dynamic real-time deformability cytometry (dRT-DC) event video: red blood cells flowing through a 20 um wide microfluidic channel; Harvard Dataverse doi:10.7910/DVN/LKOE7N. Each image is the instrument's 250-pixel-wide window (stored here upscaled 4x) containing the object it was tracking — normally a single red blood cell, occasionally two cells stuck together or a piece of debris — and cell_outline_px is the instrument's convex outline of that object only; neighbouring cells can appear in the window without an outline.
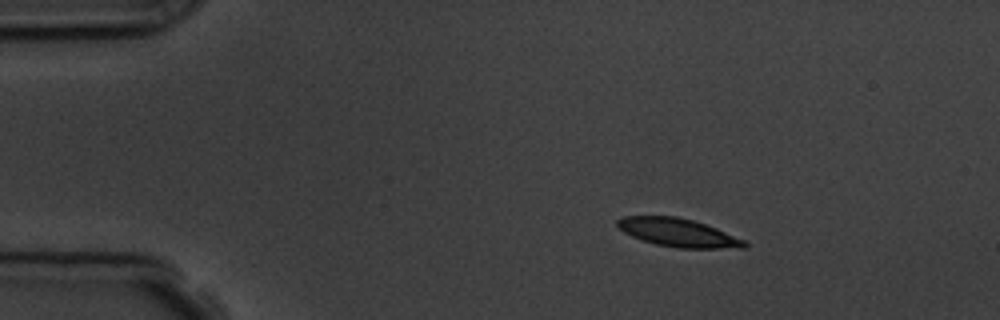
{"species": "common noctule bat (a hibernating species)", "species_latin": "Nyctalus noctula", "temperature_condition": "room temperature", "stored_images_in_passage": 4, "camera_frame_rate_fps": 3000, "um_per_image_px": 0.085, "animal": {"sex": "male", "body_mass_g": 19.5, "forearm_length_mm": 54.6}, "frame": {"image": 1, "passage_image": 2, "time_ms": 1.333, "image_size_px": [1000, 320], "cell_outline_px": [[748, 244], [744, 248], [676, 248], [656, 244], [632, 236], [624, 232], [616, 224], [616, 220], [624, 216], [676, 216], [692, 220], [716, 228], [744, 240]], "centroid_in_image_um": [57.63, 19.77], "position_along_channel_um": 27.4, "area_um2": 20.69}}